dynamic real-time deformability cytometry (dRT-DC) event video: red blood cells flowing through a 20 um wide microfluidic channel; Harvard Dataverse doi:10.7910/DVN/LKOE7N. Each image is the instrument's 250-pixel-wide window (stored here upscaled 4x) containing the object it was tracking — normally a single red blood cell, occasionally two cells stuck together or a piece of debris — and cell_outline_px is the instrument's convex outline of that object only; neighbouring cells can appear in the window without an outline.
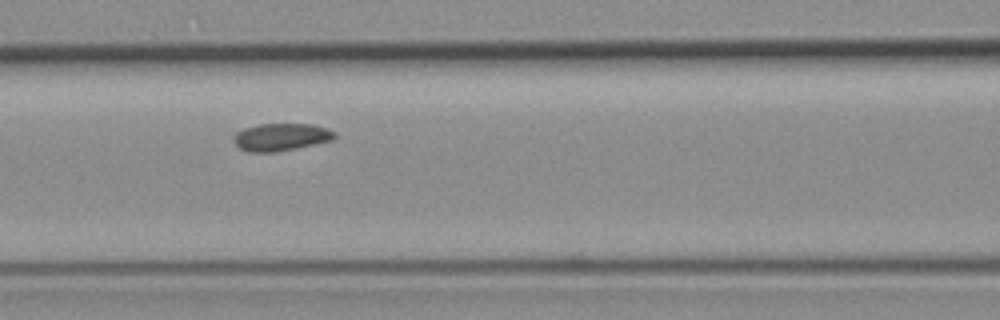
{"species": "common noctule bat (a hibernating species)", "species_latin": "Nyctalus noctula", "temperature_condition": "room temperature", "stored_images_in_passage": 9, "camera_frame_rate_fps": 3000, "um_per_image_px": 0.085, "animal": {"sex": "female", "body_mass_g": 19.3, "forearm_length_mm": 54.1}, "frame": {"image": 1, "passage_image": 5, "time_ms": 4.667, "image_size_px": [1000, 320], "cell_outline_px": [[336, 136], [332, 140], [296, 148], [276, 152], [248, 152], [240, 148], [232, 140], [232, 136], [236, 132], [244, 128], [260, 124], [312, 124], [328, 128], [336, 132]], "centroid_in_image_um": [23.87, 11.64], "position_along_channel_um": 142.7, "area_um2": 16.24}}